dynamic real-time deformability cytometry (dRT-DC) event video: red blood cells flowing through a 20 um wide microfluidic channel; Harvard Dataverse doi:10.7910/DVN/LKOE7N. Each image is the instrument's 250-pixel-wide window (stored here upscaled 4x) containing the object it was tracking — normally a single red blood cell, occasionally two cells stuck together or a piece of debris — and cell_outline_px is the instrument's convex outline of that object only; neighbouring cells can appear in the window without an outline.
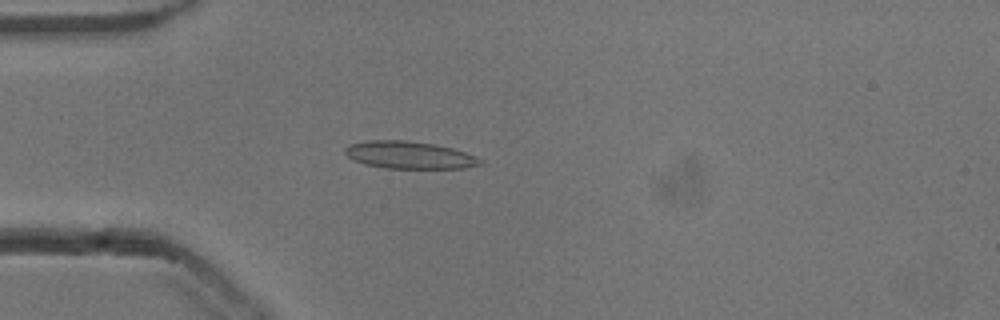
{"species": "common noctule bat (a hibernating species)", "species_latin": "Nyctalus noctula", "temperature_condition": "cold", "stored_images_in_passage": 45, "camera_frame_rate_fps": 3000, "um_per_image_px": 0.085, "animal": {"sex": "male", "body_mass_g": 13.3}, "frame": {"image": 1, "passage_image": 7, "time_ms": 2.0, "image_size_px": [1000, 320], "cell_outline_px": [[484, 164], [464, 168], [384, 168], [364, 164], [348, 156], [344, 152], [344, 148], [352, 144], [368, 140], [404, 140], [436, 144], [452, 148], [476, 156], [484, 160]], "centroid_in_image_um": [34.84, 13.18], "position_along_channel_um": 50.2, "area_um2": 21.56}}
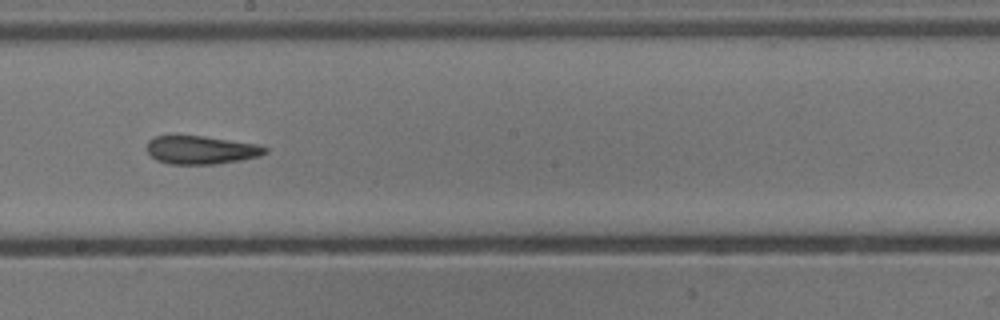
{"frame": {"image": 2, "passage_image": 22, "time_ms": 7.0, "image_size_px": [1000, 320], "cell_outline_px": [[268, 152], [260, 156], [240, 160], [216, 164], [168, 164], [156, 160], [148, 152], [148, 140], [156, 136], [204, 136], [256, 144], [268, 148]], "centroid_in_image_um": [17.11, 12.75], "position_along_channel_um": 231.1, "area_um2": 19.36}}
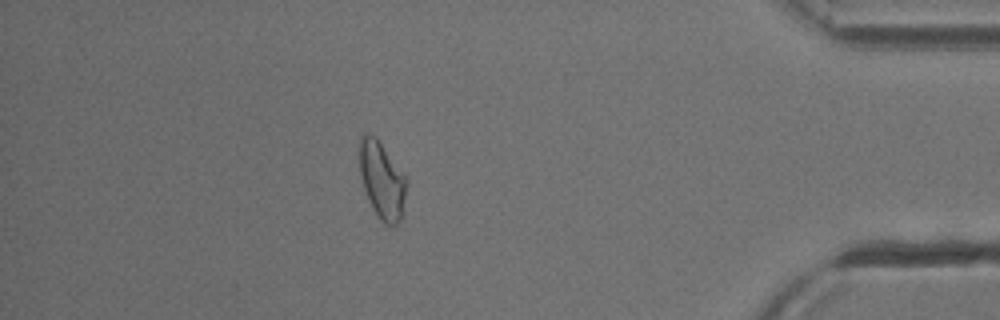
{"frame": {"image": 3, "passage_image": 39, "time_ms": 12.667, "image_size_px": [1000, 320], "cell_outline_px": [[408, 184], [400, 220], [392, 228], [384, 224], [380, 220], [372, 208], [364, 188], [360, 176], [356, 148], [360, 136], [364, 132], [368, 132], [376, 136], [408, 180]], "centroid_in_image_um": [32.42, 15.26], "position_along_channel_um": 402.8, "area_um2": 21.79}, "authors_computed_cell_mechanics": {"area_um2": 20.4612, "velocity_mm_per_s": 3.8367, "shape_relaxation_time_tau1_ms": 4.7431, "shape_relaxation_time_tau2_ms": 1.958, "deformation_change_tau1": 0.1306, "deformation_change_tau2": 0.1015}}